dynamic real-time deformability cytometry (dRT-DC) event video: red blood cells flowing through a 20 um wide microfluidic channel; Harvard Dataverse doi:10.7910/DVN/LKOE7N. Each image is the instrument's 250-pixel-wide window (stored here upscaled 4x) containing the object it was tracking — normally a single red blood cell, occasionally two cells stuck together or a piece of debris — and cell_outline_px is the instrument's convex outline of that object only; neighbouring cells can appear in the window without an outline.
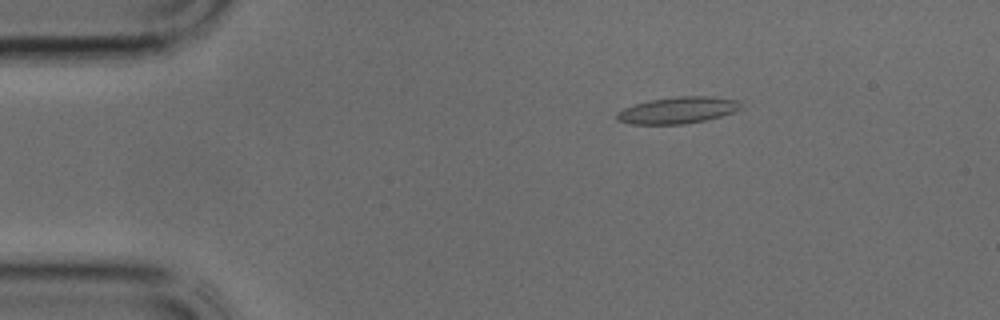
{"species": "common noctule bat (a hibernating species)", "species_latin": "Nyctalus noctula", "temperature_condition": "cold", "stored_images_in_passage": 38, "camera_frame_rate_fps": 3000, "um_per_image_px": 0.085, "animal": {"sex": "male", "body_mass_g": 17.9, "forearm_length_mm": 54.2}, "frame": {"image": 1, "passage_image": 6, "time_ms": 1.667, "image_size_px": [1000, 320], "cell_outline_px": [[744, 108], [736, 112], [708, 120], [684, 124], [632, 124], [616, 120], [616, 112], [624, 108], [648, 100], [676, 96], [712, 96], [740, 100]], "centroid_in_image_um": [57.68, 9.36], "position_along_channel_um": 27.3, "area_um2": 19.65}}
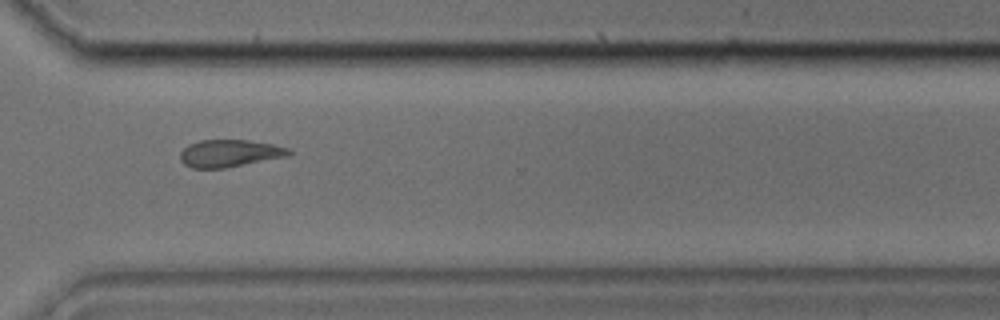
{"frame": {"image": 2, "passage_image": 28, "time_ms": 9.0, "image_size_px": [1000, 320], "cell_outline_px": [[292, 156], [224, 168], [192, 168], [184, 164], [180, 160], [180, 152], [188, 144], [200, 140], [248, 140], [272, 144], [288, 148], [292, 152]], "centroid_in_image_um": [19.54, 13.03], "position_along_channel_um": 351.1, "area_um2": 17.46}}
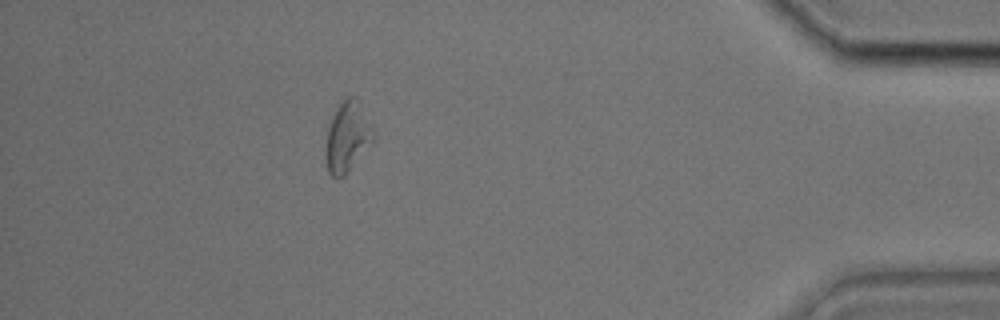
{"frame": {"image": 3, "passage_image": 34, "time_ms": 11.0, "image_size_px": [1000, 320], "cell_outline_px": [[376, 132], [372, 144], [344, 176], [336, 180], [328, 172], [328, 128], [340, 104], [348, 96], [356, 96], [360, 100]], "centroid_in_image_um": [29.62, 11.61], "position_along_channel_um": 405.6, "area_um2": 19.19}}